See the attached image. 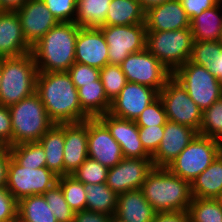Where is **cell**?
<instances>
[{
  "mask_svg": "<svg viewBox=\"0 0 222 222\" xmlns=\"http://www.w3.org/2000/svg\"><path fill=\"white\" fill-rule=\"evenodd\" d=\"M188 212L190 222H222V206L218 199L193 198Z\"/></svg>",
  "mask_w": 222,
  "mask_h": 222,
  "instance_id": "d6a6232c",
  "label": "cell"
},
{
  "mask_svg": "<svg viewBox=\"0 0 222 222\" xmlns=\"http://www.w3.org/2000/svg\"><path fill=\"white\" fill-rule=\"evenodd\" d=\"M0 85H1V58H0Z\"/></svg>",
  "mask_w": 222,
  "mask_h": 222,
  "instance_id": "6f0895ef",
  "label": "cell"
},
{
  "mask_svg": "<svg viewBox=\"0 0 222 222\" xmlns=\"http://www.w3.org/2000/svg\"><path fill=\"white\" fill-rule=\"evenodd\" d=\"M190 22L204 10L217 5L218 0H179Z\"/></svg>",
  "mask_w": 222,
  "mask_h": 222,
  "instance_id": "f6af8a7d",
  "label": "cell"
},
{
  "mask_svg": "<svg viewBox=\"0 0 222 222\" xmlns=\"http://www.w3.org/2000/svg\"><path fill=\"white\" fill-rule=\"evenodd\" d=\"M98 119L119 143L124 158H151L141 144L135 121L119 118L110 113L101 115Z\"/></svg>",
  "mask_w": 222,
  "mask_h": 222,
  "instance_id": "ac0fdd59",
  "label": "cell"
},
{
  "mask_svg": "<svg viewBox=\"0 0 222 222\" xmlns=\"http://www.w3.org/2000/svg\"><path fill=\"white\" fill-rule=\"evenodd\" d=\"M11 158L8 147L0 153V189L6 188L7 168L9 159Z\"/></svg>",
  "mask_w": 222,
  "mask_h": 222,
  "instance_id": "f907efd6",
  "label": "cell"
},
{
  "mask_svg": "<svg viewBox=\"0 0 222 222\" xmlns=\"http://www.w3.org/2000/svg\"><path fill=\"white\" fill-rule=\"evenodd\" d=\"M100 79L107 98L113 101L126 85V76L120 65L107 64L100 69Z\"/></svg>",
  "mask_w": 222,
  "mask_h": 222,
  "instance_id": "d590c367",
  "label": "cell"
},
{
  "mask_svg": "<svg viewBox=\"0 0 222 222\" xmlns=\"http://www.w3.org/2000/svg\"><path fill=\"white\" fill-rule=\"evenodd\" d=\"M80 26L59 22L32 46L38 72H67L75 63V44Z\"/></svg>",
  "mask_w": 222,
  "mask_h": 222,
  "instance_id": "7a4b0ae2",
  "label": "cell"
},
{
  "mask_svg": "<svg viewBox=\"0 0 222 222\" xmlns=\"http://www.w3.org/2000/svg\"><path fill=\"white\" fill-rule=\"evenodd\" d=\"M88 119L65 123L64 175H71L88 157Z\"/></svg>",
  "mask_w": 222,
  "mask_h": 222,
  "instance_id": "ffe728a7",
  "label": "cell"
},
{
  "mask_svg": "<svg viewBox=\"0 0 222 222\" xmlns=\"http://www.w3.org/2000/svg\"><path fill=\"white\" fill-rule=\"evenodd\" d=\"M193 198L217 199L222 192V152L191 183Z\"/></svg>",
  "mask_w": 222,
  "mask_h": 222,
  "instance_id": "d4e9b609",
  "label": "cell"
},
{
  "mask_svg": "<svg viewBox=\"0 0 222 222\" xmlns=\"http://www.w3.org/2000/svg\"><path fill=\"white\" fill-rule=\"evenodd\" d=\"M112 0H77L74 22L82 28H99L104 25Z\"/></svg>",
  "mask_w": 222,
  "mask_h": 222,
  "instance_id": "f546056e",
  "label": "cell"
},
{
  "mask_svg": "<svg viewBox=\"0 0 222 222\" xmlns=\"http://www.w3.org/2000/svg\"><path fill=\"white\" fill-rule=\"evenodd\" d=\"M57 183L61 187L66 202L74 212L86 210V190L84 183L78 181L72 175L58 177Z\"/></svg>",
  "mask_w": 222,
  "mask_h": 222,
  "instance_id": "836d02e7",
  "label": "cell"
},
{
  "mask_svg": "<svg viewBox=\"0 0 222 222\" xmlns=\"http://www.w3.org/2000/svg\"><path fill=\"white\" fill-rule=\"evenodd\" d=\"M139 138L145 151L152 156L158 149L164 134V125L138 126Z\"/></svg>",
  "mask_w": 222,
  "mask_h": 222,
  "instance_id": "60d3db41",
  "label": "cell"
},
{
  "mask_svg": "<svg viewBox=\"0 0 222 222\" xmlns=\"http://www.w3.org/2000/svg\"><path fill=\"white\" fill-rule=\"evenodd\" d=\"M172 76L186 89L202 111L222 98V83L203 66L188 60Z\"/></svg>",
  "mask_w": 222,
  "mask_h": 222,
  "instance_id": "ba28073f",
  "label": "cell"
},
{
  "mask_svg": "<svg viewBox=\"0 0 222 222\" xmlns=\"http://www.w3.org/2000/svg\"><path fill=\"white\" fill-rule=\"evenodd\" d=\"M11 158L22 167H46V155L39 142H24L8 147Z\"/></svg>",
  "mask_w": 222,
  "mask_h": 222,
  "instance_id": "1f68e13d",
  "label": "cell"
},
{
  "mask_svg": "<svg viewBox=\"0 0 222 222\" xmlns=\"http://www.w3.org/2000/svg\"><path fill=\"white\" fill-rule=\"evenodd\" d=\"M197 134L189 126L167 121L160 145L151 156L154 167H167Z\"/></svg>",
  "mask_w": 222,
  "mask_h": 222,
  "instance_id": "e0dca14e",
  "label": "cell"
},
{
  "mask_svg": "<svg viewBox=\"0 0 222 222\" xmlns=\"http://www.w3.org/2000/svg\"><path fill=\"white\" fill-rule=\"evenodd\" d=\"M78 97L82 110L90 118H98L109 112L111 101L107 98L101 79L82 84L78 88Z\"/></svg>",
  "mask_w": 222,
  "mask_h": 222,
  "instance_id": "83f0119b",
  "label": "cell"
},
{
  "mask_svg": "<svg viewBox=\"0 0 222 222\" xmlns=\"http://www.w3.org/2000/svg\"><path fill=\"white\" fill-rule=\"evenodd\" d=\"M16 12L23 36L31 47L59 23L42 0H28Z\"/></svg>",
  "mask_w": 222,
  "mask_h": 222,
  "instance_id": "2e32d148",
  "label": "cell"
},
{
  "mask_svg": "<svg viewBox=\"0 0 222 222\" xmlns=\"http://www.w3.org/2000/svg\"><path fill=\"white\" fill-rule=\"evenodd\" d=\"M17 222H57L43 195L27 196L18 201Z\"/></svg>",
  "mask_w": 222,
  "mask_h": 222,
  "instance_id": "f1b7e54d",
  "label": "cell"
},
{
  "mask_svg": "<svg viewBox=\"0 0 222 222\" xmlns=\"http://www.w3.org/2000/svg\"><path fill=\"white\" fill-rule=\"evenodd\" d=\"M108 168L87 157L80 167L71 175L84 184H100L107 181Z\"/></svg>",
  "mask_w": 222,
  "mask_h": 222,
  "instance_id": "74e56055",
  "label": "cell"
},
{
  "mask_svg": "<svg viewBox=\"0 0 222 222\" xmlns=\"http://www.w3.org/2000/svg\"><path fill=\"white\" fill-rule=\"evenodd\" d=\"M168 121L162 100L158 97L136 118L137 126H159Z\"/></svg>",
  "mask_w": 222,
  "mask_h": 222,
  "instance_id": "f35d334b",
  "label": "cell"
},
{
  "mask_svg": "<svg viewBox=\"0 0 222 222\" xmlns=\"http://www.w3.org/2000/svg\"><path fill=\"white\" fill-rule=\"evenodd\" d=\"M157 211L145 199L141 189L121 193L117 198L115 216L125 222H152Z\"/></svg>",
  "mask_w": 222,
  "mask_h": 222,
  "instance_id": "603a6c76",
  "label": "cell"
},
{
  "mask_svg": "<svg viewBox=\"0 0 222 222\" xmlns=\"http://www.w3.org/2000/svg\"><path fill=\"white\" fill-rule=\"evenodd\" d=\"M0 140L8 147L12 146V127L9 108L0 105Z\"/></svg>",
  "mask_w": 222,
  "mask_h": 222,
  "instance_id": "bcb514c9",
  "label": "cell"
},
{
  "mask_svg": "<svg viewBox=\"0 0 222 222\" xmlns=\"http://www.w3.org/2000/svg\"><path fill=\"white\" fill-rule=\"evenodd\" d=\"M120 66L127 82L145 85L156 89L158 92L172 77V72L146 48L142 51L131 53Z\"/></svg>",
  "mask_w": 222,
  "mask_h": 222,
  "instance_id": "8fae6325",
  "label": "cell"
},
{
  "mask_svg": "<svg viewBox=\"0 0 222 222\" xmlns=\"http://www.w3.org/2000/svg\"><path fill=\"white\" fill-rule=\"evenodd\" d=\"M57 180L58 176L47 167L25 168L9 159L6 189L17 201L27 196L43 195Z\"/></svg>",
  "mask_w": 222,
  "mask_h": 222,
  "instance_id": "9c48e42d",
  "label": "cell"
},
{
  "mask_svg": "<svg viewBox=\"0 0 222 222\" xmlns=\"http://www.w3.org/2000/svg\"><path fill=\"white\" fill-rule=\"evenodd\" d=\"M16 11L0 13V58L17 57L31 52Z\"/></svg>",
  "mask_w": 222,
  "mask_h": 222,
  "instance_id": "7402d4cb",
  "label": "cell"
},
{
  "mask_svg": "<svg viewBox=\"0 0 222 222\" xmlns=\"http://www.w3.org/2000/svg\"><path fill=\"white\" fill-rule=\"evenodd\" d=\"M152 222H190L188 211L157 212Z\"/></svg>",
  "mask_w": 222,
  "mask_h": 222,
  "instance_id": "681fc988",
  "label": "cell"
},
{
  "mask_svg": "<svg viewBox=\"0 0 222 222\" xmlns=\"http://www.w3.org/2000/svg\"><path fill=\"white\" fill-rule=\"evenodd\" d=\"M219 42L222 44V32H221V37H220Z\"/></svg>",
  "mask_w": 222,
  "mask_h": 222,
  "instance_id": "680465c9",
  "label": "cell"
},
{
  "mask_svg": "<svg viewBox=\"0 0 222 222\" xmlns=\"http://www.w3.org/2000/svg\"><path fill=\"white\" fill-rule=\"evenodd\" d=\"M28 0H0V5L3 11H17L19 10Z\"/></svg>",
  "mask_w": 222,
  "mask_h": 222,
  "instance_id": "816d5d0a",
  "label": "cell"
},
{
  "mask_svg": "<svg viewBox=\"0 0 222 222\" xmlns=\"http://www.w3.org/2000/svg\"><path fill=\"white\" fill-rule=\"evenodd\" d=\"M217 199H218V201L220 202V204L222 206V192H221L220 196Z\"/></svg>",
  "mask_w": 222,
  "mask_h": 222,
  "instance_id": "9f6ffc18",
  "label": "cell"
},
{
  "mask_svg": "<svg viewBox=\"0 0 222 222\" xmlns=\"http://www.w3.org/2000/svg\"><path fill=\"white\" fill-rule=\"evenodd\" d=\"M110 216L102 212L82 210L74 213L72 222H109Z\"/></svg>",
  "mask_w": 222,
  "mask_h": 222,
  "instance_id": "7dc6e473",
  "label": "cell"
},
{
  "mask_svg": "<svg viewBox=\"0 0 222 222\" xmlns=\"http://www.w3.org/2000/svg\"><path fill=\"white\" fill-rule=\"evenodd\" d=\"M153 168L151 158H123L108 169L106 185L117 195L141 189Z\"/></svg>",
  "mask_w": 222,
  "mask_h": 222,
  "instance_id": "4fadbf2b",
  "label": "cell"
},
{
  "mask_svg": "<svg viewBox=\"0 0 222 222\" xmlns=\"http://www.w3.org/2000/svg\"><path fill=\"white\" fill-rule=\"evenodd\" d=\"M43 196L45 197L49 208L56 217L57 222H72L74 211L66 202L61 187L56 183L52 188L48 189Z\"/></svg>",
  "mask_w": 222,
  "mask_h": 222,
  "instance_id": "8d00e7d4",
  "label": "cell"
},
{
  "mask_svg": "<svg viewBox=\"0 0 222 222\" xmlns=\"http://www.w3.org/2000/svg\"><path fill=\"white\" fill-rule=\"evenodd\" d=\"M36 93L55 124L90 119L81 108L78 89L68 72H38Z\"/></svg>",
  "mask_w": 222,
  "mask_h": 222,
  "instance_id": "6da1fadb",
  "label": "cell"
},
{
  "mask_svg": "<svg viewBox=\"0 0 222 222\" xmlns=\"http://www.w3.org/2000/svg\"><path fill=\"white\" fill-rule=\"evenodd\" d=\"M75 62L99 69L109 64L108 45L99 28L80 27L75 44Z\"/></svg>",
  "mask_w": 222,
  "mask_h": 222,
  "instance_id": "d6986e66",
  "label": "cell"
},
{
  "mask_svg": "<svg viewBox=\"0 0 222 222\" xmlns=\"http://www.w3.org/2000/svg\"><path fill=\"white\" fill-rule=\"evenodd\" d=\"M87 149L88 157L95 159L108 169L124 158L119 143L98 118L88 119Z\"/></svg>",
  "mask_w": 222,
  "mask_h": 222,
  "instance_id": "9a60e30c",
  "label": "cell"
},
{
  "mask_svg": "<svg viewBox=\"0 0 222 222\" xmlns=\"http://www.w3.org/2000/svg\"><path fill=\"white\" fill-rule=\"evenodd\" d=\"M147 31H170L190 28V20L179 0H168L145 13Z\"/></svg>",
  "mask_w": 222,
  "mask_h": 222,
  "instance_id": "44dd1931",
  "label": "cell"
},
{
  "mask_svg": "<svg viewBox=\"0 0 222 222\" xmlns=\"http://www.w3.org/2000/svg\"><path fill=\"white\" fill-rule=\"evenodd\" d=\"M58 22H74L77 0H42Z\"/></svg>",
  "mask_w": 222,
  "mask_h": 222,
  "instance_id": "ab89813d",
  "label": "cell"
},
{
  "mask_svg": "<svg viewBox=\"0 0 222 222\" xmlns=\"http://www.w3.org/2000/svg\"><path fill=\"white\" fill-rule=\"evenodd\" d=\"M198 134L222 142V98L203 111Z\"/></svg>",
  "mask_w": 222,
  "mask_h": 222,
  "instance_id": "e575fe53",
  "label": "cell"
},
{
  "mask_svg": "<svg viewBox=\"0 0 222 222\" xmlns=\"http://www.w3.org/2000/svg\"><path fill=\"white\" fill-rule=\"evenodd\" d=\"M38 142L44 148L46 167L58 177L64 176L65 123L54 124Z\"/></svg>",
  "mask_w": 222,
  "mask_h": 222,
  "instance_id": "cb8c5ba5",
  "label": "cell"
},
{
  "mask_svg": "<svg viewBox=\"0 0 222 222\" xmlns=\"http://www.w3.org/2000/svg\"><path fill=\"white\" fill-rule=\"evenodd\" d=\"M194 41H219L222 32V3L204 10L190 22Z\"/></svg>",
  "mask_w": 222,
  "mask_h": 222,
  "instance_id": "484cf974",
  "label": "cell"
},
{
  "mask_svg": "<svg viewBox=\"0 0 222 222\" xmlns=\"http://www.w3.org/2000/svg\"><path fill=\"white\" fill-rule=\"evenodd\" d=\"M159 97L156 89L138 83L127 82L119 95L111 101L109 109L113 116L133 120Z\"/></svg>",
  "mask_w": 222,
  "mask_h": 222,
  "instance_id": "5bb4252c",
  "label": "cell"
},
{
  "mask_svg": "<svg viewBox=\"0 0 222 222\" xmlns=\"http://www.w3.org/2000/svg\"><path fill=\"white\" fill-rule=\"evenodd\" d=\"M3 12V9H2V7H1V5H0V13H2Z\"/></svg>",
  "mask_w": 222,
  "mask_h": 222,
  "instance_id": "91938a15",
  "label": "cell"
},
{
  "mask_svg": "<svg viewBox=\"0 0 222 222\" xmlns=\"http://www.w3.org/2000/svg\"><path fill=\"white\" fill-rule=\"evenodd\" d=\"M145 13L137 0H112L103 26L145 24Z\"/></svg>",
  "mask_w": 222,
  "mask_h": 222,
  "instance_id": "4316f807",
  "label": "cell"
},
{
  "mask_svg": "<svg viewBox=\"0 0 222 222\" xmlns=\"http://www.w3.org/2000/svg\"><path fill=\"white\" fill-rule=\"evenodd\" d=\"M18 201L6 189H0V221L17 222Z\"/></svg>",
  "mask_w": 222,
  "mask_h": 222,
  "instance_id": "ee69618b",
  "label": "cell"
},
{
  "mask_svg": "<svg viewBox=\"0 0 222 222\" xmlns=\"http://www.w3.org/2000/svg\"><path fill=\"white\" fill-rule=\"evenodd\" d=\"M214 58V41H194L190 62L210 69Z\"/></svg>",
  "mask_w": 222,
  "mask_h": 222,
  "instance_id": "7bdbcfd3",
  "label": "cell"
},
{
  "mask_svg": "<svg viewBox=\"0 0 222 222\" xmlns=\"http://www.w3.org/2000/svg\"><path fill=\"white\" fill-rule=\"evenodd\" d=\"M141 190L157 212L188 211L193 199L191 183L173 174L166 167H154Z\"/></svg>",
  "mask_w": 222,
  "mask_h": 222,
  "instance_id": "3957f363",
  "label": "cell"
},
{
  "mask_svg": "<svg viewBox=\"0 0 222 222\" xmlns=\"http://www.w3.org/2000/svg\"><path fill=\"white\" fill-rule=\"evenodd\" d=\"M168 121L200 131L203 111L188 95L186 89L172 76L160 90Z\"/></svg>",
  "mask_w": 222,
  "mask_h": 222,
  "instance_id": "30bf717a",
  "label": "cell"
},
{
  "mask_svg": "<svg viewBox=\"0 0 222 222\" xmlns=\"http://www.w3.org/2000/svg\"><path fill=\"white\" fill-rule=\"evenodd\" d=\"M109 222H125L121 219H119L118 217H116L115 215L110 216Z\"/></svg>",
  "mask_w": 222,
  "mask_h": 222,
  "instance_id": "db71d44e",
  "label": "cell"
},
{
  "mask_svg": "<svg viewBox=\"0 0 222 222\" xmlns=\"http://www.w3.org/2000/svg\"><path fill=\"white\" fill-rule=\"evenodd\" d=\"M78 89L82 84L93 83L100 79V69L75 62L67 71Z\"/></svg>",
  "mask_w": 222,
  "mask_h": 222,
  "instance_id": "b9f144b4",
  "label": "cell"
},
{
  "mask_svg": "<svg viewBox=\"0 0 222 222\" xmlns=\"http://www.w3.org/2000/svg\"><path fill=\"white\" fill-rule=\"evenodd\" d=\"M8 146L0 140V153H2Z\"/></svg>",
  "mask_w": 222,
  "mask_h": 222,
  "instance_id": "11a10c76",
  "label": "cell"
},
{
  "mask_svg": "<svg viewBox=\"0 0 222 222\" xmlns=\"http://www.w3.org/2000/svg\"><path fill=\"white\" fill-rule=\"evenodd\" d=\"M86 210L102 212L113 216L117 207L118 195L106 183L85 184Z\"/></svg>",
  "mask_w": 222,
  "mask_h": 222,
  "instance_id": "4dcf8cb0",
  "label": "cell"
},
{
  "mask_svg": "<svg viewBox=\"0 0 222 222\" xmlns=\"http://www.w3.org/2000/svg\"><path fill=\"white\" fill-rule=\"evenodd\" d=\"M193 42L191 28L146 33V49L172 73L189 60Z\"/></svg>",
  "mask_w": 222,
  "mask_h": 222,
  "instance_id": "8992f818",
  "label": "cell"
},
{
  "mask_svg": "<svg viewBox=\"0 0 222 222\" xmlns=\"http://www.w3.org/2000/svg\"><path fill=\"white\" fill-rule=\"evenodd\" d=\"M221 152L222 142L197 134L166 168L192 183Z\"/></svg>",
  "mask_w": 222,
  "mask_h": 222,
  "instance_id": "52a82bcc",
  "label": "cell"
},
{
  "mask_svg": "<svg viewBox=\"0 0 222 222\" xmlns=\"http://www.w3.org/2000/svg\"><path fill=\"white\" fill-rule=\"evenodd\" d=\"M38 70L31 52L1 58L0 105L11 106L36 92Z\"/></svg>",
  "mask_w": 222,
  "mask_h": 222,
  "instance_id": "277c9868",
  "label": "cell"
},
{
  "mask_svg": "<svg viewBox=\"0 0 222 222\" xmlns=\"http://www.w3.org/2000/svg\"><path fill=\"white\" fill-rule=\"evenodd\" d=\"M8 108L11 116L12 146L24 142H38L55 124L36 92Z\"/></svg>",
  "mask_w": 222,
  "mask_h": 222,
  "instance_id": "5b68a950",
  "label": "cell"
},
{
  "mask_svg": "<svg viewBox=\"0 0 222 222\" xmlns=\"http://www.w3.org/2000/svg\"><path fill=\"white\" fill-rule=\"evenodd\" d=\"M108 45L109 64L121 65L131 53L146 48V25L133 24L125 26H101Z\"/></svg>",
  "mask_w": 222,
  "mask_h": 222,
  "instance_id": "7c38bea8",
  "label": "cell"
},
{
  "mask_svg": "<svg viewBox=\"0 0 222 222\" xmlns=\"http://www.w3.org/2000/svg\"><path fill=\"white\" fill-rule=\"evenodd\" d=\"M208 71L222 83V44L214 41V58Z\"/></svg>",
  "mask_w": 222,
  "mask_h": 222,
  "instance_id": "c3c4849f",
  "label": "cell"
},
{
  "mask_svg": "<svg viewBox=\"0 0 222 222\" xmlns=\"http://www.w3.org/2000/svg\"><path fill=\"white\" fill-rule=\"evenodd\" d=\"M137 1L141 4L142 8L146 12L150 8L158 6L164 2H167L168 0H137Z\"/></svg>",
  "mask_w": 222,
  "mask_h": 222,
  "instance_id": "f5cc1de1",
  "label": "cell"
}]
</instances>
